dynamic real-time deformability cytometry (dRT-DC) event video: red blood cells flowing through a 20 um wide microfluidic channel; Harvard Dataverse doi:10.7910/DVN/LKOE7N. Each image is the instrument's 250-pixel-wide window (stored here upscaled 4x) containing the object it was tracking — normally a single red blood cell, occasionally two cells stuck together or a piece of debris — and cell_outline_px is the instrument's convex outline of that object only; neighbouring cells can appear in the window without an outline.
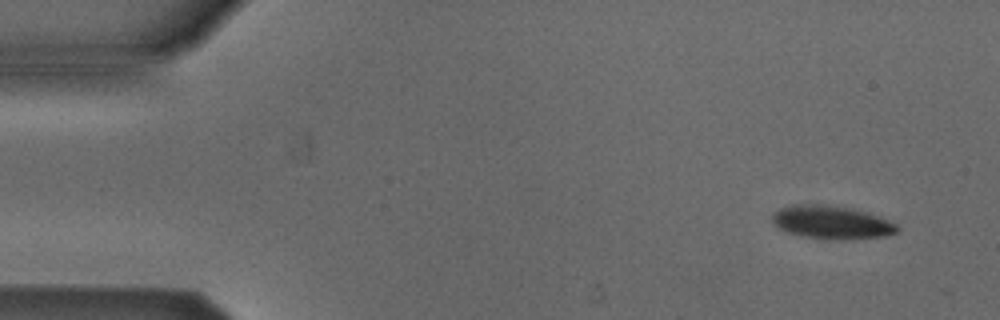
{"species": "Egyptian fruit bat (a non-hibernating species)", "species_latin": "Rousettus aegyptiacus", "temperature_condition": "cold", "stored_images_in_passage": 4, "camera_frame_rate_fps": 3000, "um_per_image_px": 0.085, "animal": {"sex": "male"}, "frame": {"image": 1, "passage_image": 1, "time_ms": 0.0, "image_size_px": [1000, 320], "cell_outline_px": [[900, 228], [896, 232], [884, 236], [844, 240], [808, 236], [788, 232], [780, 228], [772, 220], [772, 216], [780, 208], [792, 204], [820, 204], [848, 208], [868, 212], [888, 220], [896, 224]], "centroid_in_image_um": [70.72, 18.88], "position_along_channel_um": 14.3, "area_um2": 23.7}}
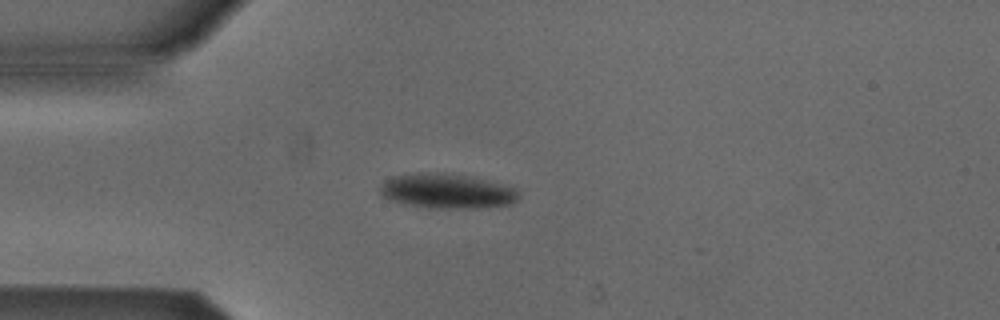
{"frame": {"image": 2, "passage_image": 4, "time_ms": 3.333, "image_size_px": [1000, 320], "cell_outline_px": [[520, 196], [512, 204], [488, 208], [428, 208], [400, 204], [388, 200], [380, 192], [380, 188], [384, 180], [392, 176], [420, 172], [444, 172], [484, 180], [516, 188]], "centroid_in_image_um": [37.95, 16.26], "position_along_channel_um": 47.0, "area_um2": 28.38}}